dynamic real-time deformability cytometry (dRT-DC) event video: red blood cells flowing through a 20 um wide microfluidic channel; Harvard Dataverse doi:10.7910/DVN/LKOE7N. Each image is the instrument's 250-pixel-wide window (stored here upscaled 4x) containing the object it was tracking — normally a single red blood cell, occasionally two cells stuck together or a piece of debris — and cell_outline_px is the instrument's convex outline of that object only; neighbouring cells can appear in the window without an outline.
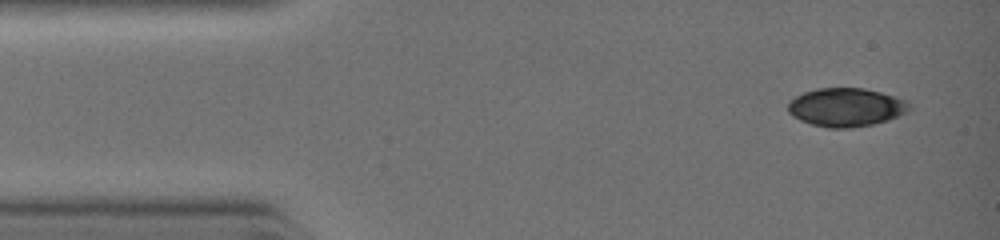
{"species": "common noctule bat (a hibernating species)", "species_latin": "Nyctalus noctula", "temperature_condition": "warm", "stored_images_in_passage": 5, "camera_frame_rate_fps": 3000, "um_per_image_px": 0.085, "animal": {"sex": "female", "body_mass_g": 19.0, "forearm_length_mm": 51.5}, "frame": {"image": 1, "passage_image": 1, "time_ms": 0.0, "image_size_px": [1000, 240], "cell_outline_px": [[912, 108], [908, 112], [888, 120], [872, 124], [852, 128], [828, 128], [812, 124], [800, 120], [792, 116], [788, 112], [788, 100], [804, 92], [816, 88], [864, 88], [880, 92], [908, 100], [912, 104]], "centroid_in_image_um": [71.93, 9.11], "position_along_channel_um": 13.1, "area_um2": 27.51}}
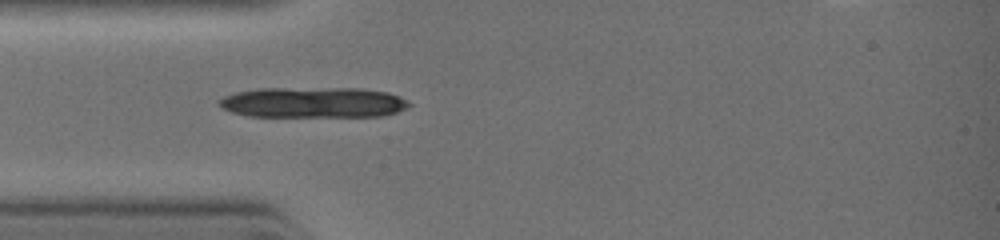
{"frame": {"image": 2, "passage_image": 5, "time_ms": 2.333, "image_size_px": [1000, 240], "cell_outline_px": [[412, 104], [396, 112], [380, 116], [248, 116], [232, 112], [220, 108], [216, 104], [224, 96], [236, 92], [260, 88], [360, 88], [388, 92], [400, 96], [408, 100]], "centroid_in_image_um": [26.6, 8.7], "position_along_channel_um": 58.4, "area_um2": 33.99}}